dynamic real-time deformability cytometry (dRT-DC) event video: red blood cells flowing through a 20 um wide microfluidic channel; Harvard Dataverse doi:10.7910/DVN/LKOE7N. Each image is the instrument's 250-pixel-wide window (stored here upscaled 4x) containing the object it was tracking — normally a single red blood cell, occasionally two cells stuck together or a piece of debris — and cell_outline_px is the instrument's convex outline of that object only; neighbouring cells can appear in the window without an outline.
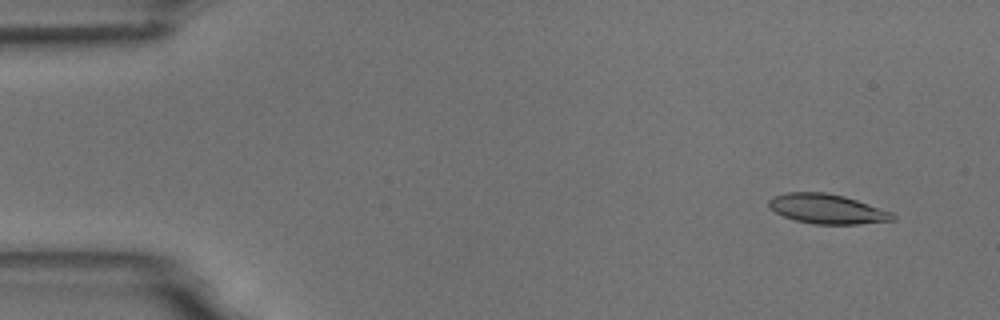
{"species": "common noctule bat (a hibernating species)", "species_latin": "Nyctalus noctula", "temperature_condition": "room temperature", "stored_images_in_passage": 9, "camera_frame_rate_fps": 3000, "um_per_image_px": 0.085, "animal": {"sex": "male", "body_mass_g": 18.8}, "frame": {"image": 1, "passage_image": 1, "time_ms": 0.0, "image_size_px": [1000, 320], "cell_outline_px": [[896, 220], [856, 224], [812, 224], [796, 220], [784, 216], [776, 212], [768, 204], [768, 200], [772, 196], [784, 192], [824, 192], [844, 196], [892, 212], [896, 216]], "centroid_in_image_um": [70.3, 17.75], "position_along_channel_um": 14.7, "area_um2": 21.33}}
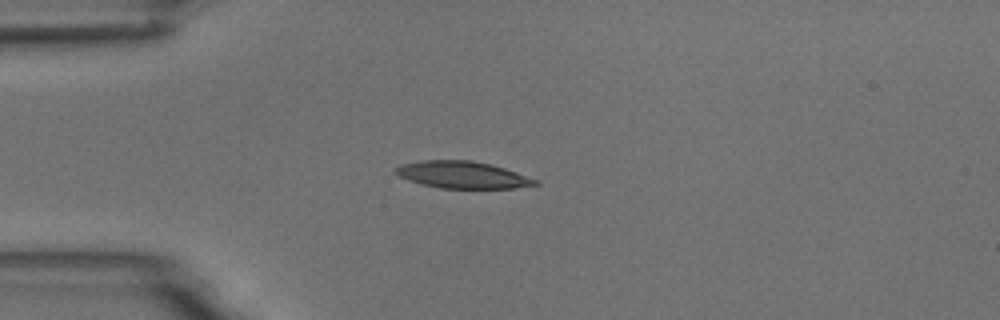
{"frame": {"image": 2, "passage_image": 3, "time_ms": 3.333, "image_size_px": [1000, 320], "cell_outline_px": [[540, 184], [516, 188], [440, 188], [408, 180], [392, 172], [400, 164], [420, 160], [472, 160], [492, 164], [540, 180]], "centroid_in_image_um": [39.33, 14.85], "position_along_channel_um": 45.7, "area_um2": 22.08}}